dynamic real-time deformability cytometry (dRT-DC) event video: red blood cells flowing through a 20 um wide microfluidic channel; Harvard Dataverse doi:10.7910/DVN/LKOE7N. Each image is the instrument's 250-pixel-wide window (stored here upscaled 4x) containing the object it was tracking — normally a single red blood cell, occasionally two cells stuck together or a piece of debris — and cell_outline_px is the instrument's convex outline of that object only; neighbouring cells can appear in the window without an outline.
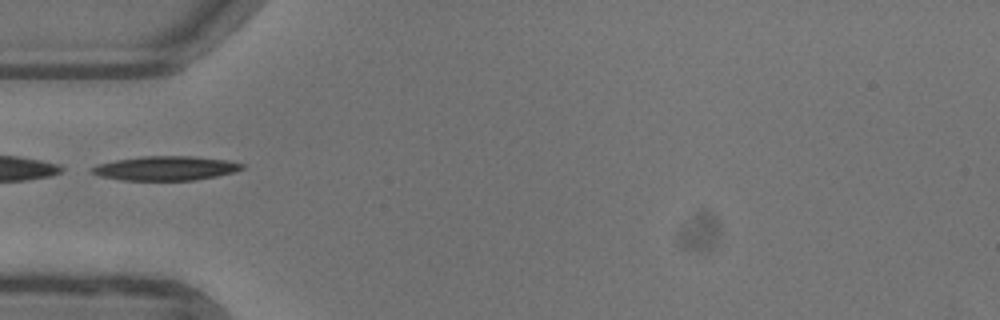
{"species": "common noctule bat (a hibernating species)", "species_latin": "Nyctalus noctula", "temperature_condition": "warm", "stored_images_in_passage": 35, "camera_frame_rate_fps": 3000, "um_per_image_px": 0.085, "animal": {"sex": "female"}, "frame": {"image": 1, "passage_image": 1, "time_ms": 0.0, "image_size_px": [1000, 320], "cell_outline_px": [[244, 168], [232, 172], [216, 176], [196, 180], [124, 180], [100, 176], [92, 172], [88, 168], [96, 164], [116, 160], [140, 156], [196, 156], [228, 160], [244, 164]], "centroid_in_image_um": [14.06, 14.29], "position_along_channel_um": 70.9, "area_um2": 21.27}, "authors_computed_cell_mechanics": {"area_um2": 20.8658, "velocity_mm_per_s": 3.9484, "shape_relaxation_time_tau1_ms": 5.4831, "shape_relaxation_time_tau2_ms": 4.6145, "deformation_change_tau1": 0.1885, "deformation_change_tau2": 0.1395}}